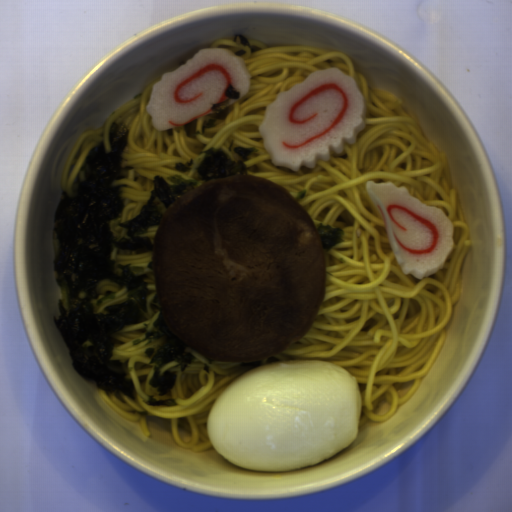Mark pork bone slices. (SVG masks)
<instances>
[{"instance_id":"1","label":"pork bone slices","mask_w":512,"mask_h":512,"mask_svg":"<svg viewBox=\"0 0 512 512\" xmlns=\"http://www.w3.org/2000/svg\"><path fill=\"white\" fill-rule=\"evenodd\" d=\"M164 323L212 363L268 360L321 311L326 263L309 212L251 173L202 180L166 206L152 240Z\"/></svg>"}]
</instances>
